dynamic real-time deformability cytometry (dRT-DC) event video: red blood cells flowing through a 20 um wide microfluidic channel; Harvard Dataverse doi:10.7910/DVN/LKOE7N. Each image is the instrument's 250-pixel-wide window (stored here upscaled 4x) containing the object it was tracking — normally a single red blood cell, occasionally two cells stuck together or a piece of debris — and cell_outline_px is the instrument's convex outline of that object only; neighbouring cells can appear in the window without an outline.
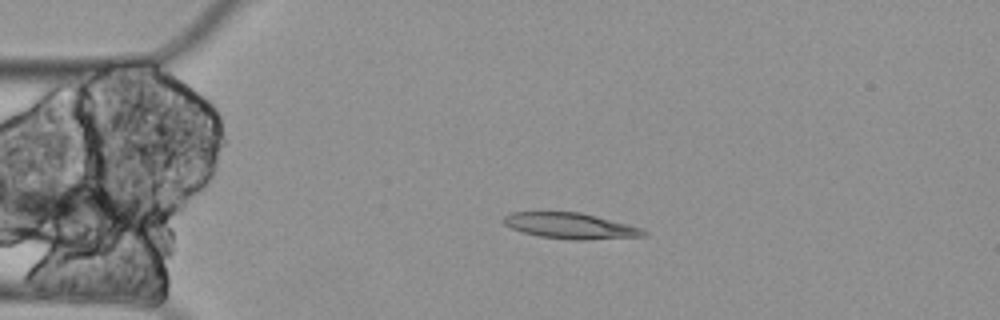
{"species": "Egyptian fruit bat (a non-hibernating species)", "species_latin": "Rousettus aegyptiacus", "temperature_condition": "cold", "stored_images_in_passage": 2, "camera_frame_rate_fps": 3000, "um_per_image_px": 0.085, "animal": {"sex": "female"}, "frame": {"image": 1, "passage_image": 1, "time_ms": 0.0, "image_size_px": [1000, 320], "cell_outline_px": [[648, 236], [584, 240], [572, 240], [540, 236], [524, 232], [512, 228], [504, 224], [504, 216], [512, 212], [580, 212], [628, 224], [640, 228], [648, 232]], "centroid_in_image_um": [48.53, 19.2], "position_along_channel_um": 36.5, "area_um2": 20.92}}